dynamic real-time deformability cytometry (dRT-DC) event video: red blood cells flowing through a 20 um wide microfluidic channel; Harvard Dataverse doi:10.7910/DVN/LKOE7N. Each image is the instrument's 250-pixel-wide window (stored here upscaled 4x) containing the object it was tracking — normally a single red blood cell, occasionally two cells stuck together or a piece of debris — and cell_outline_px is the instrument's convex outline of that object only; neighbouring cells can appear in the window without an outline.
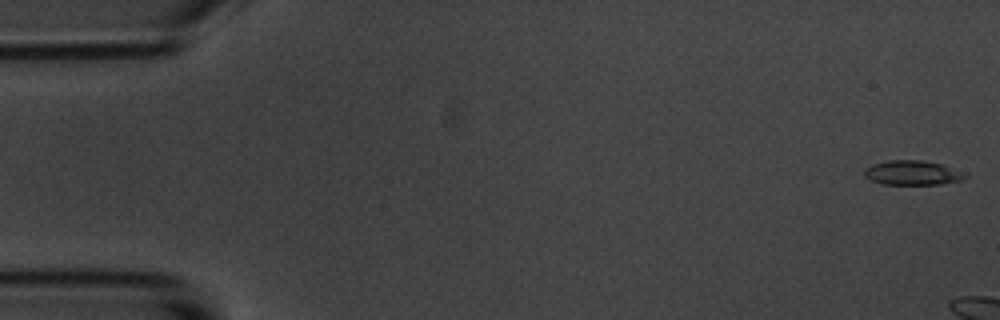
{"species": "common noctule bat (a hibernating species)", "species_latin": "Nyctalus noctula", "temperature_condition": "room temperature", "stored_images_in_passage": 8, "camera_frame_rate_fps": 3000, "um_per_image_px": 0.085, "animal": {"sex": "male", "body_mass_g": 20.1, "forearm_length_mm": 53.5}, "frame": {"image": 1, "passage_image": 1, "time_ms": 0.0, "image_size_px": [1000, 320], "cell_outline_px": [[968, 176], [960, 180], [940, 184], [880, 184], [864, 176], [864, 168], [872, 164], [888, 160], [920, 160], [940, 164], [968, 172]], "centroid_in_image_um": [77.56, 14.68], "position_along_channel_um": 7.4, "area_um2": 14.45}}